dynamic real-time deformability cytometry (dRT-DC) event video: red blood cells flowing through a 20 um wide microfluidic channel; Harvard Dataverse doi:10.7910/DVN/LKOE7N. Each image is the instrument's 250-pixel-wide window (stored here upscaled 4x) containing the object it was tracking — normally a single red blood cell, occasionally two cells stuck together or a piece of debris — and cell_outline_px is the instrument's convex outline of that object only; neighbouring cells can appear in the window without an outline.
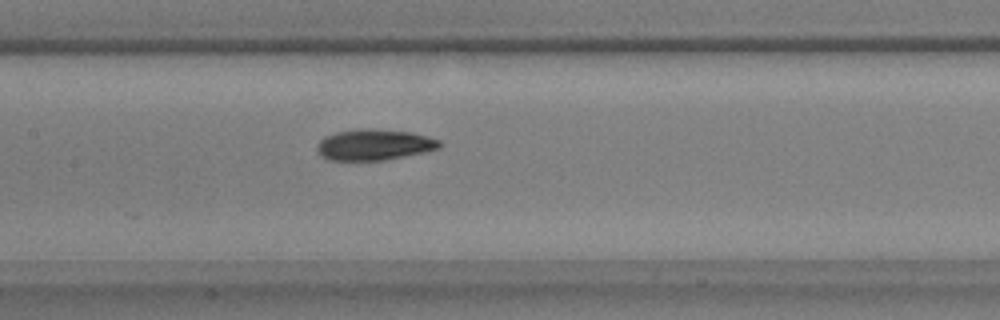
{"species": "common noctule bat (a hibernating species)", "species_latin": "Nyctalus noctula", "temperature_condition": "warm", "stored_images_in_passage": 40, "camera_frame_rate_fps": 3000, "um_per_image_px": 0.085, "animal": {"sex": "male", "body_mass_g": 17.9, "forearm_length_mm": 54.2}, "frame": {"image": 1, "passage_image": 12, "time_ms": 3.667, "image_size_px": [1000, 320], "cell_outline_px": [[440, 148], [424, 152], [384, 160], [328, 160], [320, 156], [316, 148], [316, 144], [324, 136], [336, 132], [360, 128], [368, 128], [412, 132], [428, 136], [440, 140]], "centroid_in_image_um": [31.77, 12.29], "position_along_channel_um": 175.6, "area_um2": 22.25}}
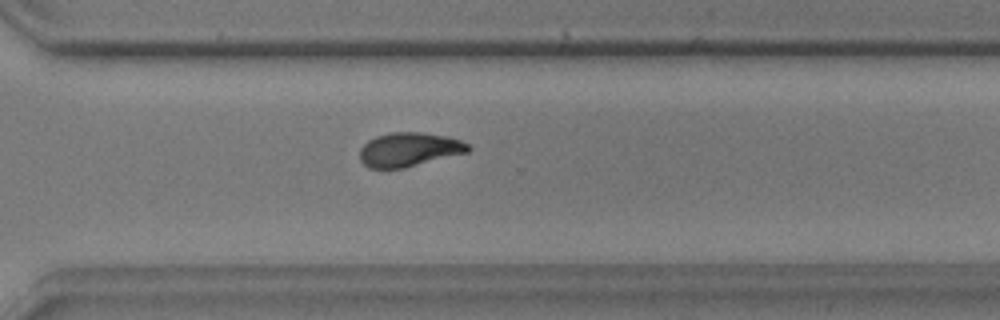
{"frame": {"image": 2, "passage_image": 25, "time_ms": 8.0, "image_size_px": [1000, 320], "cell_outline_px": [[472, 148], [468, 152], [404, 168], [368, 168], [360, 160], [360, 148], [368, 140], [376, 136], [392, 132], [420, 132], [444, 136], [460, 140], [468, 144]], "centroid_in_image_um": [34.76, 12.71], "position_along_channel_um": 335.8, "area_um2": 21.39}}
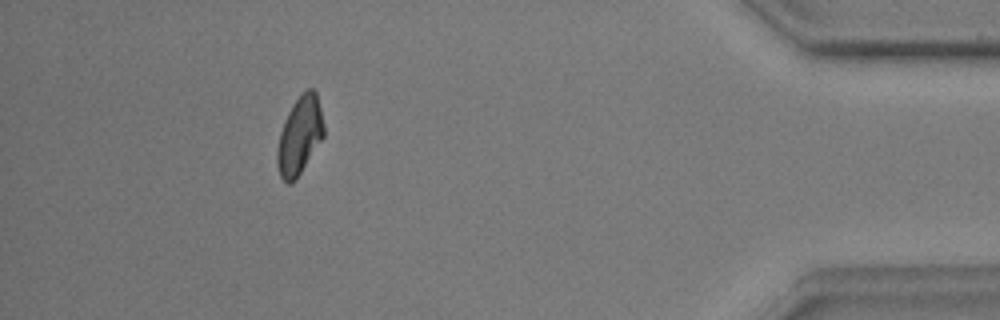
{"frame": {"image": 3, "passage_image": 35, "time_ms": 11.333, "image_size_px": [1000, 320], "cell_outline_px": [[324, 136], [296, 180], [292, 184], [288, 184], [280, 176], [276, 160], [276, 152], [280, 132], [284, 120], [292, 104], [304, 88], [312, 88], [316, 92], [324, 124]], "centroid_in_image_um": [25.46, 11.51], "position_along_channel_um": 409.7, "area_um2": 21.33}}